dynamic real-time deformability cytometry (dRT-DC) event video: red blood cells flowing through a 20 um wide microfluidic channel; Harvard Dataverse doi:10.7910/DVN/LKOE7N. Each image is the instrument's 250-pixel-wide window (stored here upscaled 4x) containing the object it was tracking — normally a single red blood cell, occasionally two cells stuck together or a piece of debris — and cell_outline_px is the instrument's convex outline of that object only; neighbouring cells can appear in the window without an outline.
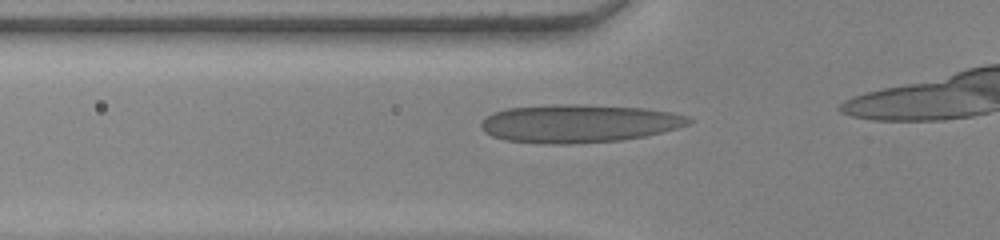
{"species": "human", "species_latin": "Homo sapiens", "temperature_condition": "warm", "stored_images_in_passage": 12, "camera_frame_rate_fps": 3000, "um_per_image_px": 0.085, "donor": {"sex": "female"}, "frame": {"image": 1, "passage_image": 3, "time_ms": 0.667, "image_size_px": [1000, 240], "cell_outline_px": [[692, 120], [688, 124], [676, 128], [644, 136], [620, 140], [572, 144], [544, 144], [504, 140], [492, 136], [484, 132], [480, 128], [480, 120], [484, 116], [492, 112], [508, 108], [552, 104], [576, 104], [644, 108], [672, 112], [688, 116]], "centroid_in_image_um": [49.11, 10.49], "position_along_channel_um": 76.7, "area_um2": 46.41}}
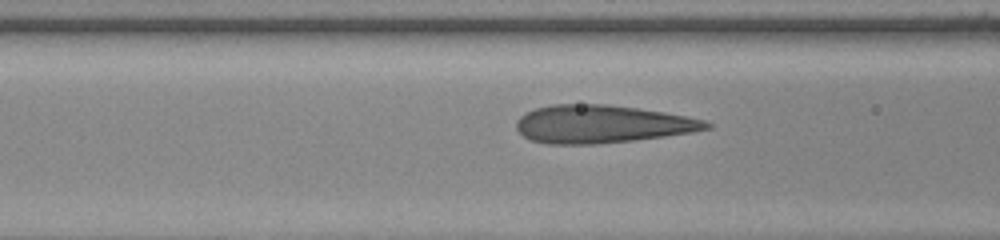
{"frame": {"image": 2, "passage_image": 6, "time_ms": 1.667, "image_size_px": [1000, 240], "cell_outline_px": [[712, 128], [692, 132], [636, 140], [596, 144], [548, 144], [532, 140], [524, 136], [516, 128], [516, 120], [524, 112], [536, 108], [552, 104], [608, 104], [664, 112], [704, 120], [712, 124]], "centroid_in_image_um": [51.14, 10.54], "position_along_channel_um": 115.5, "area_um2": 41.96}}
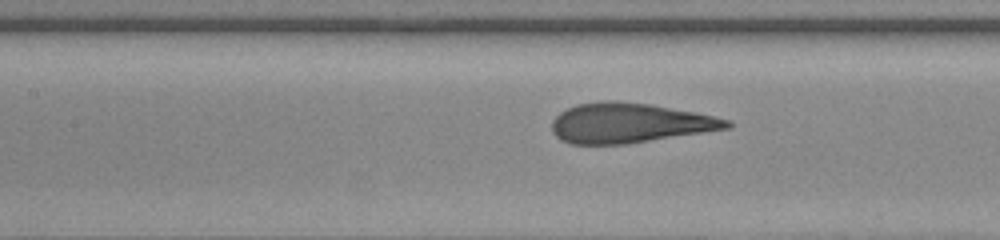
{"frame": {"image": 3, "passage_image": 9, "time_ms": 2.667, "image_size_px": [1000, 240], "cell_outline_px": [[732, 128], [628, 144], [568, 144], [560, 140], [552, 132], [552, 120], [560, 112], [576, 104], [604, 100], [612, 100], [648, 104], [692, 112], [732, 120]], "centroid_in_image_um": [53.48, 10.47], "position_along_channel_um": 153.9, "area_um2": 40.69}}